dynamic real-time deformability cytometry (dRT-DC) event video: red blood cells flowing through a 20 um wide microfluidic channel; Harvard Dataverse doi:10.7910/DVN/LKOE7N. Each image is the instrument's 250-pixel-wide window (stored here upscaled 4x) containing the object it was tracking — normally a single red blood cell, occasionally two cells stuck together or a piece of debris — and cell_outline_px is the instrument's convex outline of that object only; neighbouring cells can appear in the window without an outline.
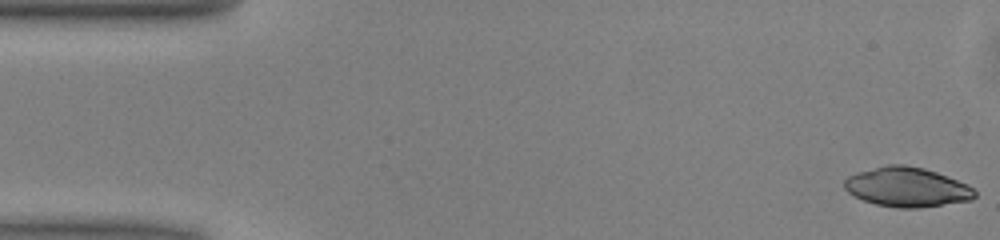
{"species": "common noctule bat (a hibernating species)", "species_latin": "Nyctalus noctula", "temperature_condition": "warm", "stored_images_in_passage": 15, "camera_frame_rate_fps": 3000, "um_per_image_px": 0.085, "animal": {"sex": "male", "body_mass_g": 13.0, "forearm_length_mm": 53.1}, "frame": {"image": 1, "passage_image": 1, "time_ms": 0.0, "image_size_px": [1000, 240], "cell_outline_px": [[976, 196], [972, 200], [916, 208], [900, 208], [876, 204], [864, 200], [848, 192], [844, 188], [844, 180], [848, 176], [856, 172], [888, 164], [904, 164], [924, 168], [936, 172], [968, 184], [976, 192]], "centroid_in_image_um": [77.09, 15.89], "position_along_channel_um": 7.9, "area_um2": 29.94}}